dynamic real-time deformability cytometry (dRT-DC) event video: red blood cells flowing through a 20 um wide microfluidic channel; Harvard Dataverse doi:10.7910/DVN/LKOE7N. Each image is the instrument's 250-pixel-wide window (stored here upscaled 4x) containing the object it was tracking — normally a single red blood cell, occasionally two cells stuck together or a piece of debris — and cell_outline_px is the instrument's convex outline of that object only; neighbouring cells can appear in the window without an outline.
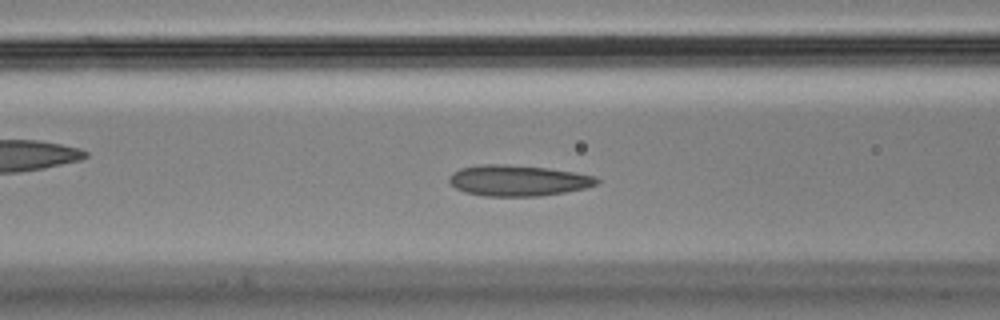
{"species": "Egyptian fruit bat (a non-hibernating species)", "species_latin": "Rousettus aegyptiacus", "temperature_condition": "cold", "stored_images_in_passage": 41, "camera_frame_rate_fps": 3000, "um_per_image_px": 0.085, "animal": {"sex": "male"}, "frame": {"image": 1, "passage_image": 20, "time_ms": 6.333, "image_size_px": [1000, 320], "cell_outline_px": [[600, 180], [596, 184], [584, 188], [564, 192], [540, 196], [484, 196], [464, 192], [456, 188], [448, 180], [448, 176], [452, 172], [460, 168], [480, 164], [504, 164], [548, 168], [576, 172], [596, 176]], "centroid_in_image_um": [44.01, 15.34], "position_along_channel_um": 122.6, "area_um2": 26.7}}
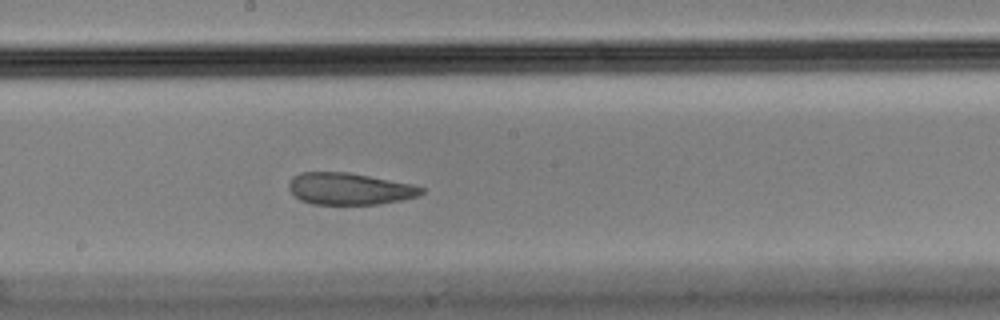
{"frame": {"image": 2, "passage_image": 28, "time_ms": 9.0, "image_size_px": [1000, 320], "cell_outline_px": [[424, 192], [416, 196], [400, 200], [380, 204], [312, 204], [300, 200], [288, 188], [288, 184], [292, 176], [300, 172], [348, 172], [412, 184], [424, 188]], "centroid_in_image_um": [29.67, 16.04], "position_along_channel_um": 218.5, "area_um2": 24.51}}
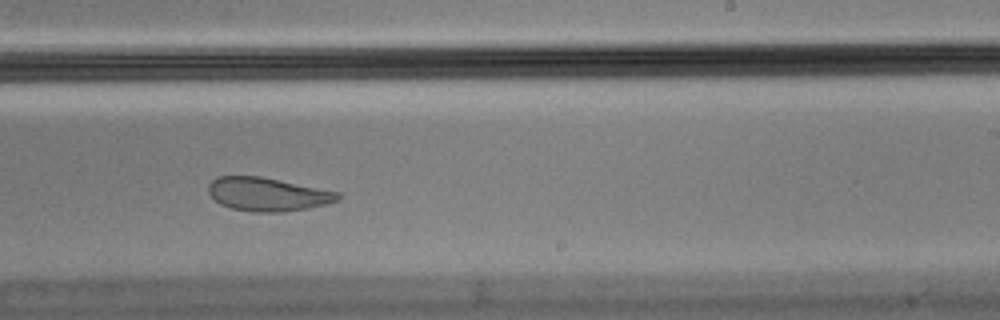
{"frame": {"image": 3, "passage_image": 32, "time_ms": 10.333, "image_size_px": [1000, 320], "cell_outline_px": [[340, 200], [328, 204], [308, 208], [280, 212], [252, 212], [232, 208], [220, 204], [208, 192], [208, 184], [216, 176], [260, 176], [340, 192]], "centroid_in_image_um": [22.76, 16.51], "position_along_channel_um": 266.2, "area_um2": 25.32}, "authors_computed_cell_mechanics": {"area_um2": 26.2412, "velocity_mm_per_s": 3.5991, "shape_relaxation_time_tau1_ms": null, "shape_relaxation_time_tau2_ms": 1.495, "deformation_change_tau1": null, "deformation_change_tau2": 0.0641}}